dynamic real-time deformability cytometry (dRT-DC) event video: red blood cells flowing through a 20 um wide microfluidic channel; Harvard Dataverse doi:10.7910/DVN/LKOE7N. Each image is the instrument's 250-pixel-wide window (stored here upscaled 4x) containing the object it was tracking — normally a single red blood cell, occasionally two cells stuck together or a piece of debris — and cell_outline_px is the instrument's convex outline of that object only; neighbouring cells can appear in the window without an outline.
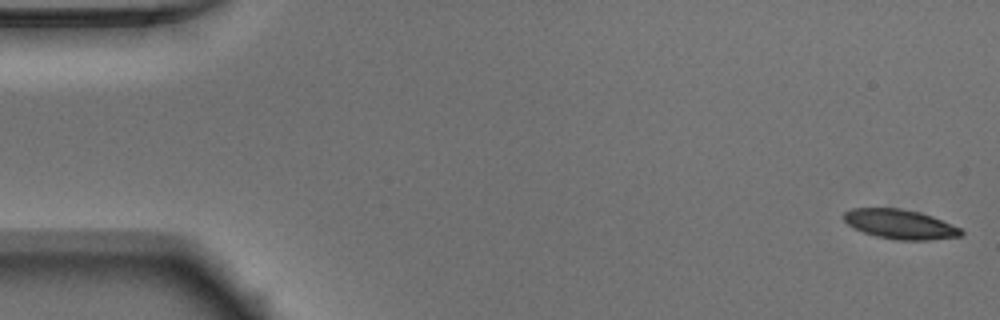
{"species": "Egyptian fruit bat (a non-hibernating species)", "species_latin": "Rousettus aegyptiacus", "temperature_condition": "warm", "stored_images_in_passage": 51, "camera_frame_rate_fps": 3000, "um_per_image_px": 0.085, "animal": {"sex": "male"}, "frame": {"image": 1, "passage_image": 1, "time_ms": 0.0, "image_size_px": [1000, 320], "cell_outline_px": [[964, 232], [960, 236], [932, 240], [896, 240], [876, 236], [864, 232], [848, 224], [844, 220], [844, 212], [852, 208], [900, 208], [920, 212], [932, 216], [960, 228]], "centroid_in_image_um": [76.52, 19.06], "position_along_channel_um": 8.5, "area_um2": 20.06}}
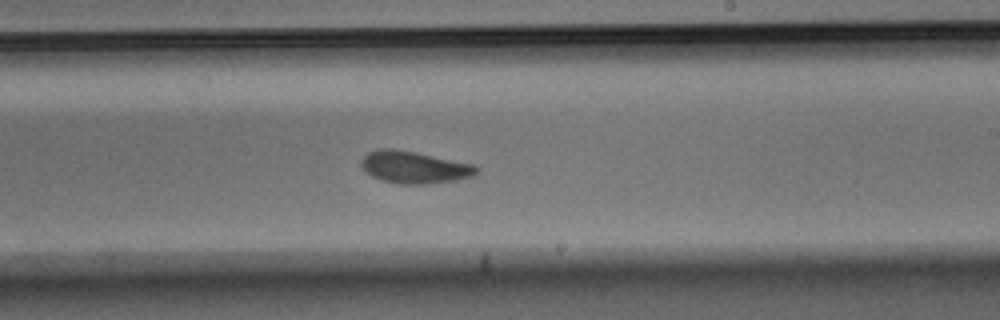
{"frame": {"image": 2, "passage_image": 30, "time_ms": 9.667, "image_size_px": [1000, 320], "cell_outline_px": [[480, 168], [472, 176], [456, 180], [428, 184], [396, 184], [372, 176], [360, 164], [360, 160], [368, 152], [380, 148], [392, 148], [416, 152], [476, 164]], "centroid_in_image_um": [35.24, 14.21], "position_along_channel_um": 253.8, "area_um2": 21.68}}
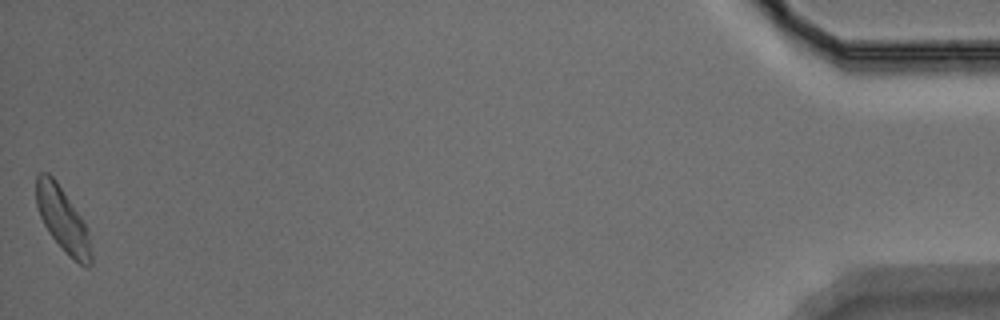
{"frame": {"image": 3, "passage_image": 51, "time_ms": 16.667, "image_size_px": [1000, 320], "cell_outline_px": [[92, 264], [88, 268], [84, 268], [68, 256], [64, 252], [48, 232], [40, 216], [36, 204], [36, 176], [40, 172], [48, 172], [56, 180], [80, 216], [88, 232], [92, 252]], "centroid_in_image_um": [5.33, 18.71], "position_along_channel_um": 429.9, "area_um2": 20.63}, "authors_computed_cell_mechanics": {"area_um2": 20.8658, "velocity_mm_per_s": 3.9061, "shape_relaxation_time_tau1_ms": 3.0467, "shape_relaxation_time_tau2_ms": 1.8248, "deformation_change_tau1": 0.1398, "deformation_change_tau2": 0.082}}